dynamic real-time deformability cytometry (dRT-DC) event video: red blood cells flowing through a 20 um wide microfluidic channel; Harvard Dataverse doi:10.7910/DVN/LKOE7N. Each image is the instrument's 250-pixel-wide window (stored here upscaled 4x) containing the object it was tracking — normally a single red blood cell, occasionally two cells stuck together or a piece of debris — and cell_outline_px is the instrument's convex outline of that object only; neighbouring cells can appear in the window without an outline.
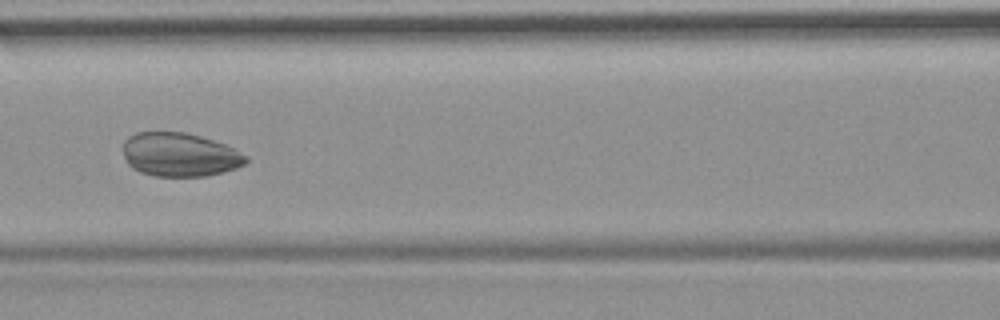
{"species": "common noctule bat (a hibernating species)", "species_latin": "Nyctalus noctula", "temperature_condition": "room temperature", "stored_images_in_passage": 4, "camera_frame_rate_fps": 3000, "um_per_image_px": 0.085, "animal": {"sex": "female", "body_mass_g": 19.9}, "frame": {"image": 1, "passage_image": 4, "time_ms": 3.667, "image_size_px": [1000, 320], "cell_outline_px": [[248, 160], [244, 164], [236, 168], [224, 172], [208, 176], [156, 176], [140, 172], [132, 168], [128, 164], [124, 156], [124, 140], [128, 136], [136, 132], [184, 132], [200, 136], [224, 144], [248, 156]], "centroid_in_image_um": [15.27, 13.15], "position_along_channel_um": 151.3, "area_um2": 31.33}}